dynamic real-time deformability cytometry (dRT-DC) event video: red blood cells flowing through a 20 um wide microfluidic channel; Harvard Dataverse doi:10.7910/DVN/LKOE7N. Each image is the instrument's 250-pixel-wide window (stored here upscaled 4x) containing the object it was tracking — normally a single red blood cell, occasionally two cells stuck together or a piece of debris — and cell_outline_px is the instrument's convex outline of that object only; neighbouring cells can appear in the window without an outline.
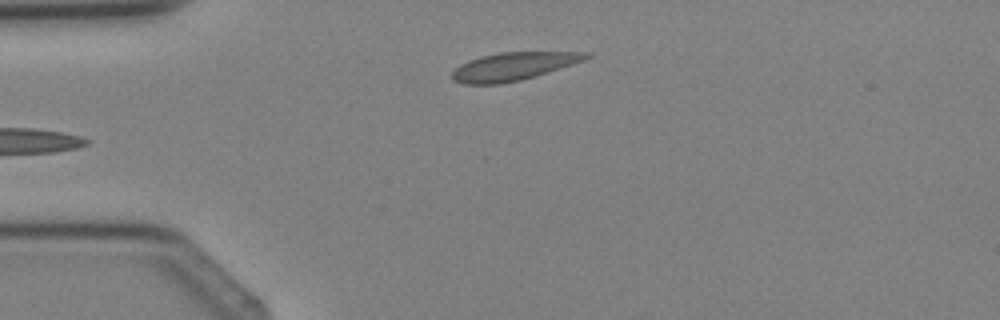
{"species": "Egyptian fruit bat (a non-hibernating species)", "species_latin": "Rousettus aegyptiacus", "temperature_condition": "cold", "stored_images_in_passage": 3, "camera_frame_rate_fps": 3000, "um_per_image_px": 0.085, "animal": {"sex": "female"}, "frame": {"image": 1, "passage_image": 3, "time_ms": 2.0, "image_size_px": [1000, 320], "cell_outline_px": [[592, 56], [584, 60], [536, 76], [520, 80], [500, 84], [464, 84], [452, 80], [452, 72], [460, 64], [468, 60], [500, 52], [584, 52]], "centroid_in_image_um": [43.6, 5.65], "position_along_channel_um": 41.4, "area_um2": 21.62}}